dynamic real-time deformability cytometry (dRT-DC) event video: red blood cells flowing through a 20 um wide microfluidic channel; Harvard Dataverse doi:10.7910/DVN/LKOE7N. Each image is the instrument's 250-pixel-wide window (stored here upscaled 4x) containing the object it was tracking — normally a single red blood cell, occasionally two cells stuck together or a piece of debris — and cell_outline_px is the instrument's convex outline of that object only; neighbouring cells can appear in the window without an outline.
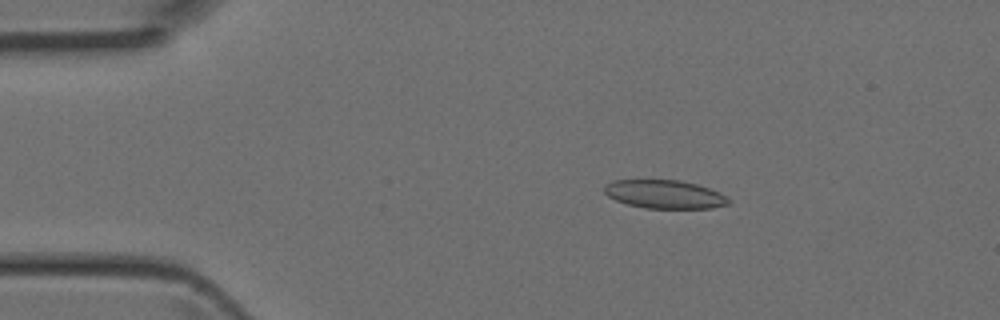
{"species": "Egyptian fruit bat (a non-hibernating species)", "species_latin": "Rousettus aegyptiacus", "temperature_condition": "room temperature", "stored_images_in_passage": 3, "camera_frame_rate_fps": 3000, "um_per_image_px": 0.085, "animal": {"sex": "female"}, "frame": {"image": 1, "passage_image": 2, "time_ms": 0.333, "image_size_px": [1000, 320], "cell_outline_px": [[728, 204], [712, 208], [644, 208], [628, 204], [616, 200], [608, 196], [604, 192], [604, 184], [612, 180], [680, 180], [696, 184], [720, 192], [728, 200]], "centroid_in_image_um": [56.44, 16.51], "position_along_channel_um": 28.6, "area_um2": 20.46}}